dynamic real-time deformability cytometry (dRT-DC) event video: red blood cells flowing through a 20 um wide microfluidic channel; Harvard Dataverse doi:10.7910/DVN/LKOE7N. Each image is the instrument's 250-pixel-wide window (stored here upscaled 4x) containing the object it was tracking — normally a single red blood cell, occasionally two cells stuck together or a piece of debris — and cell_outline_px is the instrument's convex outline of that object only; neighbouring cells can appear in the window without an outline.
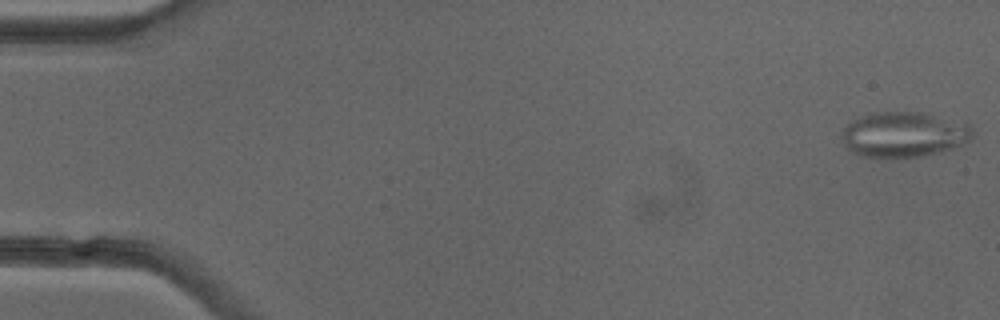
{"species": "common noctule bat (a hibernating species)", "species_latin": "Nyctalus noctula", "temperature_condition": "cold", "stored_images_in_passage": 51, "camera_frame_rate_fps": 3000, "um_per_image_px": 0.085, "animal": {"sex": "female"}, "frame": {"image": 1, "passage_image": 1, "time_ms": 0.0, "image_size_px": [1000, 320], "cell_outline_px": [[972, 136], [964, 144], [952, 148], [920, 156], [860, 156], [852, 152], [844, 144], [844, 128], [852, 120], [868, 112], [920, 112], [972, 124]], "centroid_in_image_um": [76.84, 11.4], "position_along_channel_um": 8.2, "area_um2": 33.99}}
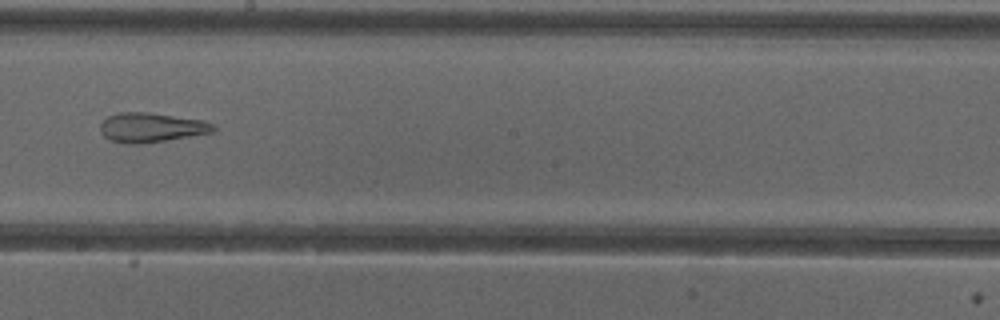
{"frame": {"image": 2, "passage_image": 29, "time_ms": 9.333, "image_size_px": [1000, 320], "cell_outline_px": [[216, 128], [212, 132], [164, 140], [136, 144], [132, 144], [112, 140], [104, 136], [100, 132], [100, 124], [108, 116], [120, 112], [148, 112], [200, 120], [212, 124]], "centroid_in_image_um": [12.8, 10.82], "position_along_channel_um": 235.4, "area_um2": 18.9}}
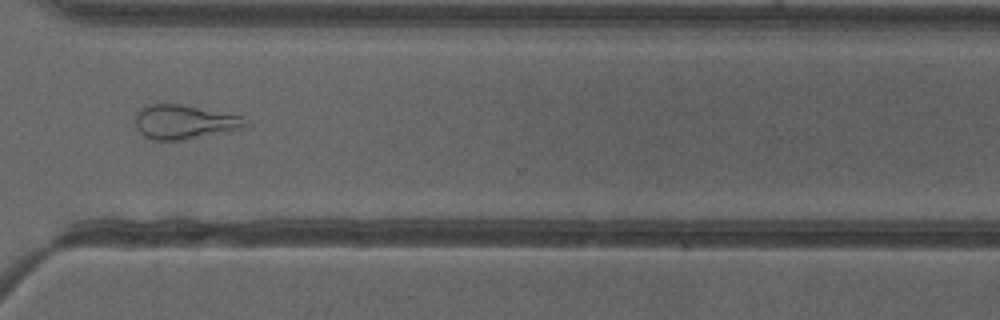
{"frame": {"image": 3, "passage_image": 38, "time_ms": 12.333, "image_size_px": [1000, 320], "cell_outline_px": [[248, 124], [244, 128], [184, 140], [152, 140], [144, 136], [136, 128], [132, 120], [132, 116], [144, 104], [156, 100], [180, 104], [240, 116]], "centroid_in_image_um": [15.5, 10.33], "position_along_channel_um": 355.1, "area_um2": 22.6}, "authors_computed_cell_mechanics": {"area_um2": 25.6632, "velocity_mm_per_s": 4.0117, "shape_relaxation_time_tau1_ms": null, "shape_relaxation_time_tau2_ms": 3.2038, "deformation_change_tau1": null, "deformation_change_tau2": 0.1427}}